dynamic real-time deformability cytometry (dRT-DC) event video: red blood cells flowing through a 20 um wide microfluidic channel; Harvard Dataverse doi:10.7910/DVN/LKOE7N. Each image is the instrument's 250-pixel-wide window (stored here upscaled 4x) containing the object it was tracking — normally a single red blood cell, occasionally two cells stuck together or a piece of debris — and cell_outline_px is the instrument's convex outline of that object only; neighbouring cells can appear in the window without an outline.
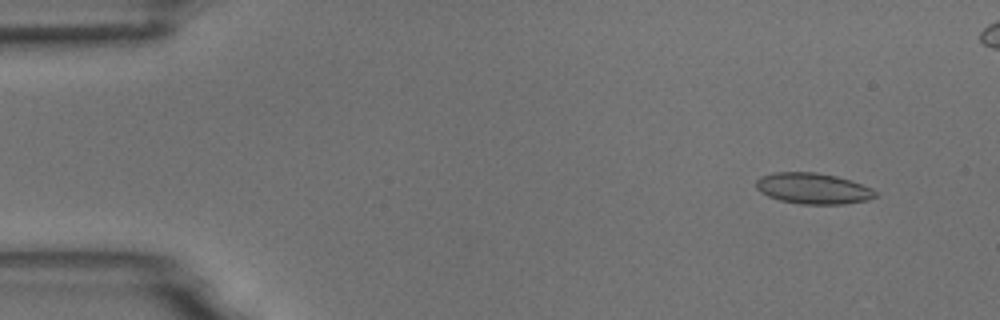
{"species": "common noctule bat (a hibernating species)", "species_latin": "Nyctalus noctula", "temperature_condition": "room temperature", "stored_images_in_passage": 55, "camera_frame_rate_fps": 3000, "um_per_image_px": 0.085, "animal": {"sex": "male", "body_mass_g": 18.8}, "frame": {"image": 1, "passage_image": 5, "time_ms": 1.333, "image_size_px": [1000, 320], "cell_outline_px": [[880, 196], [868, 200], [844, 204], [800, 204], [780, 200], [768, 196], [760, 192], [756, 188], [756, 180], [760, 176], [772, 172], [816, 172], [836, 176], [872, 188]], "centroid_in_image_um": [69.1, 16.02], "position_along_channel_um": 15.9, "area_um2": 21.62}}
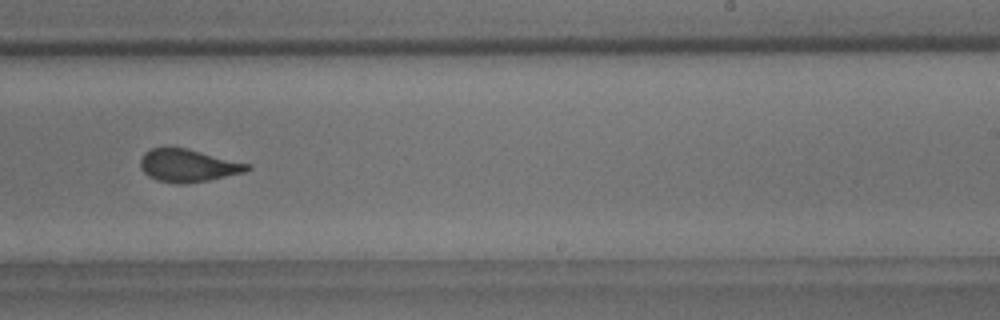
{"frame": {"image": 2, "passage_image": 34, "time_ms": 11.0, "image_size_px": [1000, 320], "cell_outline_px": [[252, 168], [248, 172], [208, 180], [184, 184], [176, 184], [156, 180], [148, 176], [140, 168], [140, 160], [144, 152], [152, 148], [184, 148], [252, 164]], "centroid_in_image_um": [16.01, 14.09], "position_along_channel_um": 273.0, "area_um2": 20.46}}
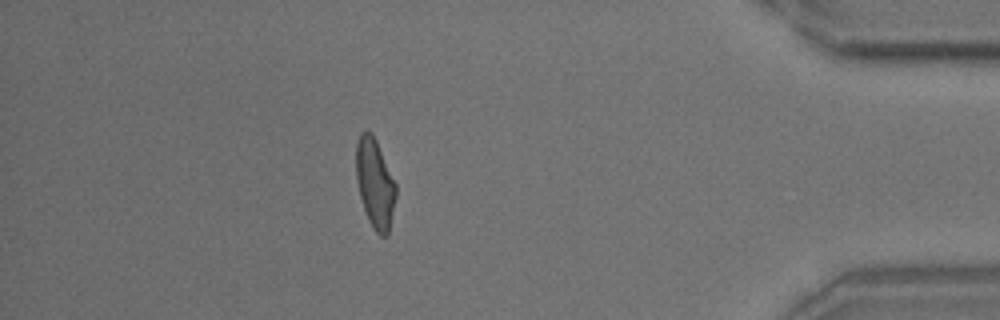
{"frame": {"image": 3, "passage_image": 48, "time_ms": 15.667, "image_size_px": [1000, 320], "cell_outline_px": [[396, 196], [388, 236], [380, 236], [372, 228], [368, 220], [360, 196], [356, 180], [356, 144], [360, 132], [372, 132], [376, 140], [396, 184]], "centroid_in_image_um": [31.87, 15.61], "position_along_channel_um": 403.3, "area_um2": 20.69}, "authors_computed_cell_mechanics": {"area_um2": 20.9814, "velocity_mm_per_s": 3.7257, "shape_relaxation_time_tau1_ms": 7.3487, "shape_relaxation_time_tau2_ms": 1.0564, "deformation_change_tau1": 0.1712, "deformation_change_tau2": 0.0773}}